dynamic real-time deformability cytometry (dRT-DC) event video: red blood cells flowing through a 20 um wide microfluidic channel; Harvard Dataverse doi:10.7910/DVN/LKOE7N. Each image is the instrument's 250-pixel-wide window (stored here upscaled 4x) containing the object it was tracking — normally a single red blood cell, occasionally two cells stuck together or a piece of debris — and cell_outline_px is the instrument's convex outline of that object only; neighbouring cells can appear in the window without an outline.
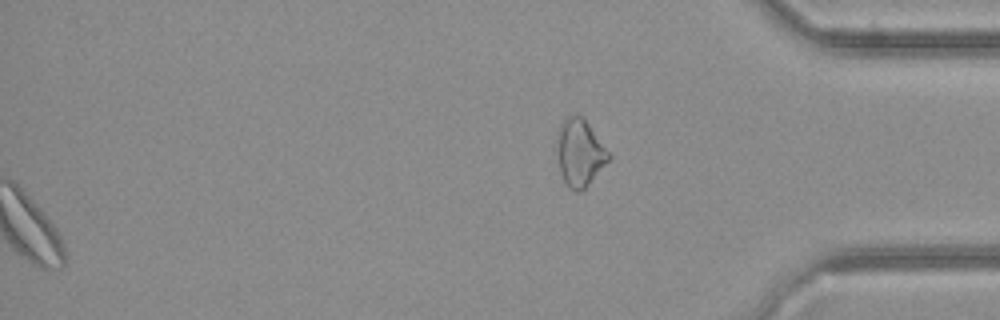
{"species": "common noctule bat (a hibernating species)", "species_latin": "Nyctalus noctula", "temperature_condition": "cold", "stored_images_in_passage": 35, "segment_of_instrument_passage": [2, 2], "camera_frame_rate_fps": 3000, "um_per_image_px": 0.085, "animal": {"sex": "female", "body_mass_g": 21.9}, "frame": {"image": 1, "passage_image": 35, "time_ms": 11.333, "image_size_px": [1000, 320], "cell_outline_px": [[612, 156], [588, 184], [580, 192], [576, 192], [568, 188], [560, 172], [556, 156], [556, 148], [560, 124], [568, 116], [580, 116], [588, 124]], "centroid_in_image_um": [49.25, 13.01], "position_along_channel_um": 386.0, "area_um2": 19.88}}